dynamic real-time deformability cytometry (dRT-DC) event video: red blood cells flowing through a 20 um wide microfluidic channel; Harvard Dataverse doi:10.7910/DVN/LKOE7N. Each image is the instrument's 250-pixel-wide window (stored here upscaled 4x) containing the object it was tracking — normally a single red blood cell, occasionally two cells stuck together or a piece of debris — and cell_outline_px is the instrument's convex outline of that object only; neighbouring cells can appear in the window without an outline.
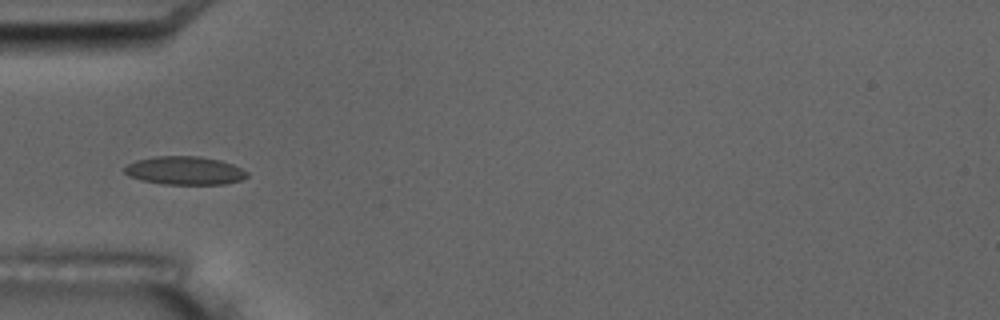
{"species": "common noctule bat (a hibernating species)", "species_latin": "Nyctalus noctula", "temperature_condition": "room temperature", "stored_images_in_passage": 17, "camera_frame_rate_fps": 3000, "um_per_image_px": 0.085, "animal": {"sex": "male", "body_mass_g": 17.5, "forearm_length_mm": 52.3}, "frame": {"image": 1, "passage_image": 6, "time_ms": 5.667, "image_size_px": [1000, 320], "cell_outline_px": [[248, 176], [240, 180], [224, 184], [164, 184], [140, 180], [128, 176], [124, 172], [124, 168], [128, 164], [136, 160], [156, 156], [200, 156], [220, 160], [232, 164], [248, 172]], "centroid_in_image_um": [15.68, 14.5], "position_along_channel_um": 69.3, "area_um2": 20.23}, "authors_computed_cell_mechanics": {"area_um2": 19.4208, "velocity_mm_per_s": 3.4821, "shape_relaxation_time_tau1_ms": 0.8738, "shape_relaxation_time_tau2_ms": null, "deformation_change_tau1": 0.055, "deformation_change_tau2": null}}